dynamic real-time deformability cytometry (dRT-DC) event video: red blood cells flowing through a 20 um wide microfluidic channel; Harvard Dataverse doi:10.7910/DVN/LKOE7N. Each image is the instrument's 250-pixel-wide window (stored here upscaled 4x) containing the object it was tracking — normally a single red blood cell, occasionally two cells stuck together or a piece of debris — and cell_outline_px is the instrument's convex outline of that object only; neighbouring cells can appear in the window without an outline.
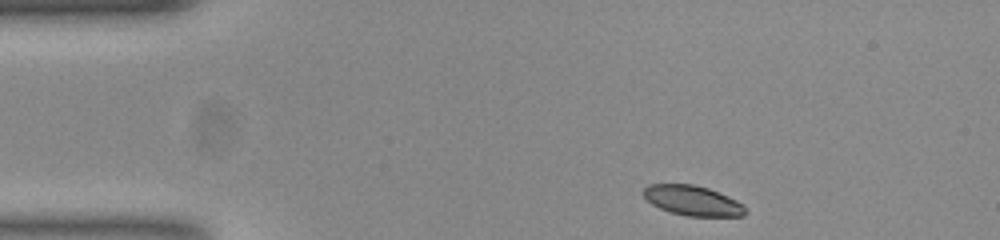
{"species": "common noctule bat (a hibernating species)", "species_latin": "Nyctalus noctula", "temperature_condition": "room temperature", "stored_images_in_passage": 47, "camera_frame_rate_fps": 3000, "um_per_image_px": 0.085, "animal": {"sex": "female", "body_mass_g": 23.0, "forearm_length_mm": 53.4}, "frame": {"image": 1, "passage_image": 1, "time_ms": 0.0, "image_size_px": [1000, 240], "cell_outline_px": [[748, 212], [744, 216], [688, 216], [672, 212], [660, 208], [652, 204], [644, 196], [644, 188], [648, 184], [692, 184], [708, 188], [736, 200], [744, 204]], "centroid_in_image_um": [58.91, 17.05], "position_along_channel_um": 26.1, "area_um2": 17.69}}
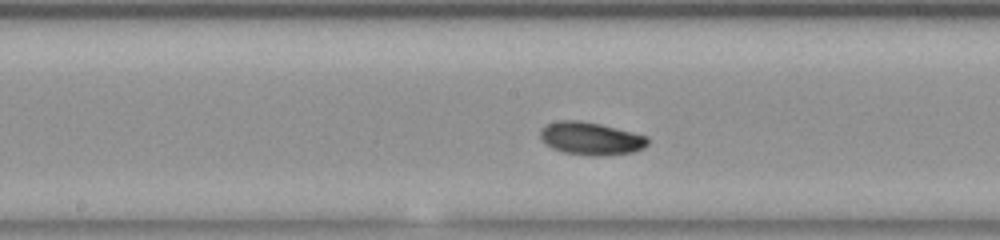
{"frame": {"image": 2, "passage_image": 20, "time_ms": 6.333, "image_size_px": [1000, 240], "cell_outline_px": [[648, 144], [644, 148], [632, 152], [600, 156], [592, 156], [564, 152], [552, 148], [540, 136], [540, 132], [548, 124], [560, 120], [576, 120], [600, 124], [648, 136]], "centroid_in_image_um": [50.27, 11.78], "position_along_channel_um": 197.9, "area_um2": 20.23}}
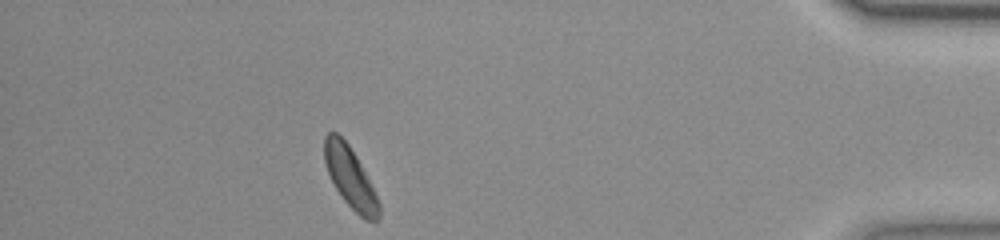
{"frame": {"image": 3, "passage_image": 41, "time_ms": 13.333, "image_size_px": [1000, 240], "cell_outline_px": [[380, 220], [364, 220], [344, 200], [336, 188], [328, 172], [324, 160], [324, 136], [328, 132], [336, 132], [348, 144], [356, 156], [380, 204]], "centroid_in_image_um": [29.75, 15.09], "position_along_channel_um": 405.4, "area_um2": 18.84}}